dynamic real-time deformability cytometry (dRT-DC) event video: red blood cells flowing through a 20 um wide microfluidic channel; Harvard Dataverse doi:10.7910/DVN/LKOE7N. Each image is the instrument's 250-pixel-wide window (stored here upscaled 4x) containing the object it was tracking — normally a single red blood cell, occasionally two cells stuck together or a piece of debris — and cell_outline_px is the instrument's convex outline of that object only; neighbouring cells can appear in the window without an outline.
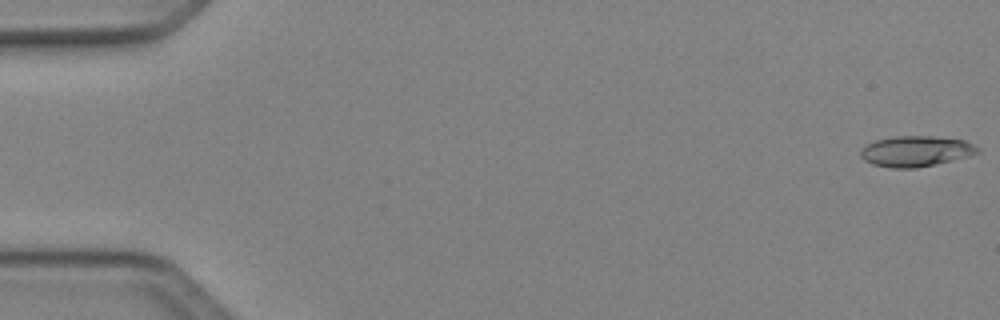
{"species": "Egyptian fruit bat (a non-hibernating species)", "species_latin": "Rousettus aegyptiacus", "temperature_condition": "cold", "stored_images_in_passage": 17, "camera_frame_rate_fps": 3000, "um_per_image_px": 0.085, "animal": {"sex": "female"}, "frame": {"image": 1, "passage_image": 1, "time_ms": 0.0, "image_size_px": [1000, 320], "cell_outline_px": [[980, 152], [968, 156], [916, 168], [892, 168], [872, 164], [864, 160], [860, 156], [860, 152], [868, 144], [876, 140], [896, 136], [932, 136], [964, 140], [980, 148]], "centroid_in_image_um": [77.85, 12.85], "position_along_channel_um": 7.2, "area_um2": 20.63}}
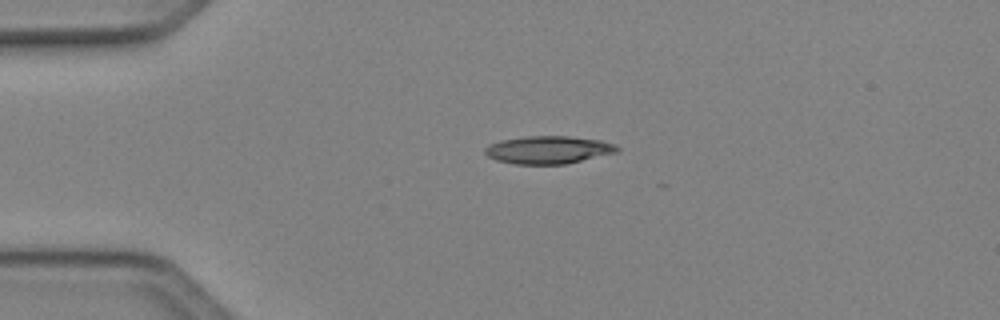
{"frame": {"image": 2, "passage_image": 12, "time_ms": 3.667, "image_size_px": [1000, 320], "cell_outline_px": [[620, 152], [564, 164], [512, 164], [496, 160], [488, 156], [484, 152], [484, 148], [488, 144], [500, 140], [528, 136], [568, 136], [600, 140], [616, 144], [620, 148]], "centroid_in_image_um": [46.62, 12.73], "position_along_channel_um": 38.4, "area_um2": 21.56}}